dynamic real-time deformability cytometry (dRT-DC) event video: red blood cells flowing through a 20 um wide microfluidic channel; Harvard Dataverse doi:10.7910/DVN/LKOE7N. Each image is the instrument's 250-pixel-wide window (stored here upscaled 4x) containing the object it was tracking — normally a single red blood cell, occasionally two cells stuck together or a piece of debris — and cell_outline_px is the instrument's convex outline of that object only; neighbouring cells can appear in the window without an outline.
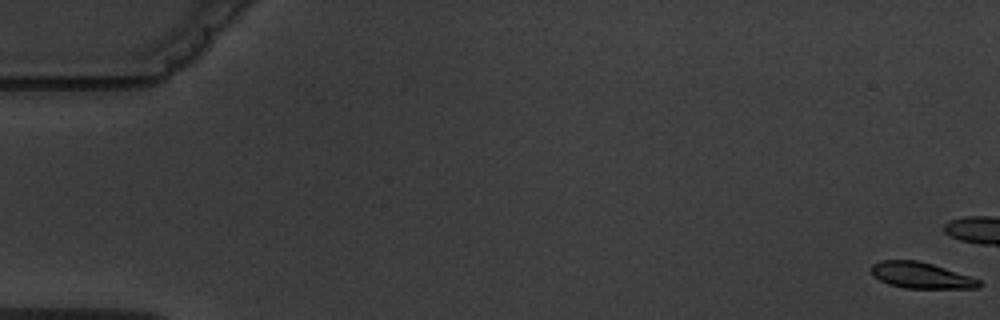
{"species": "common noctule bat (a hibernating species)", "species_latin": "Nyctalus noctula", "temperature_condition": "warm", "stored_images_in_passage": 8, "camera_frame_rate_fps": 3000, "um_per_image_px": 0.085, "animal": {"sex": "male", "body_mass_g": 19.5, "forearm_length_mm": 54.6}, "frame": {"image": 1, "passage_image": 1, "time_ms": 0.0, "image_size_px": [1000, 320], "cell_outline_px": [[980, 288], [904, 288], [888, 284], [872, 276], [872, 264], [880, 260], [916, 260], [932, 264], [980, 280]], "centroid_in_image_um": [78.24, 23.41], "position_along_channel_um": 6.8, "area_um2": 16.18}}
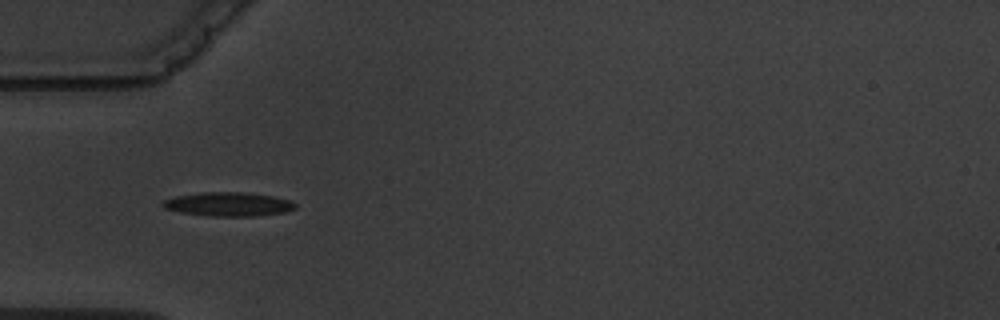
{"frame": {"image": 2, "passage_image": 7, "time_ms": 7.0, "image_size_px": [1000, 320], "cell_outline_px": [[296, 208], [284, 212], [256, 216], [208, 216], [180, 212], [164, 208], [160, 204], [164, 200], [176, 196], [200, 192], [240, 192], [276, 196], [288, 200], [296, 204]], "centroid_in_image_um": [19.4, 17.35], "position_along_channel_um": 65.6, "area_um2": 18.5}}
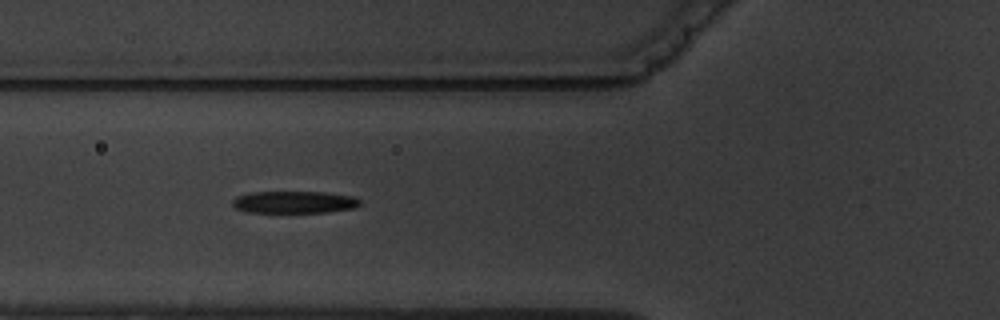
{"frame": {"image": 3, "passage_image": 8, "time_ms": 8.0, "image_size_px": [1000, 320], "cell_outline_px": [[360, 204], [352, 208], [328, 212], [244, 212], [236, 208], [232, 204], [232, 200], [236, 196], [252, 192], [324, 192], [352, 196], [360, 200]], "centroid_in_image_um": [24.97, 17.18], "position_along_channel_um": 100.8, "area_um2": 16.36}}